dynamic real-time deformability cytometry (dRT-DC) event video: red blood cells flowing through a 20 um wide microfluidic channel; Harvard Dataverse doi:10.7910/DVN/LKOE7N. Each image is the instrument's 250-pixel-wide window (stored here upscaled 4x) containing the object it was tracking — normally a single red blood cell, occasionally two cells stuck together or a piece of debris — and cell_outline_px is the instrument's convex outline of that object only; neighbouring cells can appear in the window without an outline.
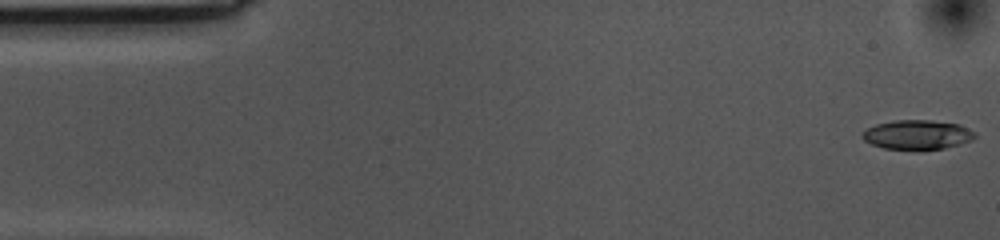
{"species": "common noctule bat (a hibernating species)", "species_latin": "Nyctalus noctula", "temperature_condition": "cold", "stored_images_in_passage": 55, "camera_frame_rate_fps": 3000, "um_per_image_px": 0.085, "animal": {"sex": "female", "body_mass_g": 10.0, "forearm_length_mm": 53.1}, "frame": {"image": 1, "passage_image": 1, "time_ms": 0.0, "image_size_px": [1000, 240], "cell_outline_px": [[976, 136], [972, 140], [960, 144], [944, 148], [920, 152], [884, 148], [872, 144], [864, 140], [860, 136], [860, 132], [876, 124], [896, 120], [932, 120], [960, 124], [976, 132]], "centroid_in_image_um": [77.97, 11.48], "position_along_channel_um": 7.0, "area_um2": 19.94}}
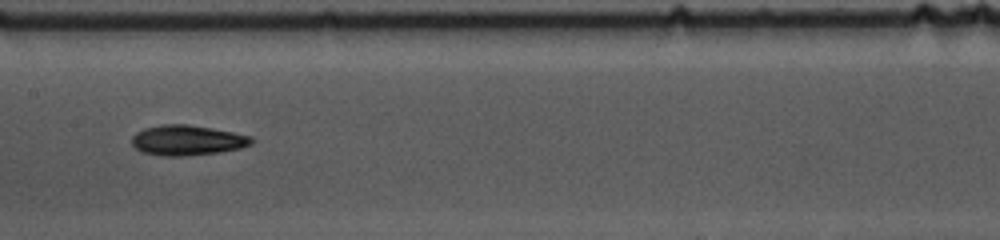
{"frame": {"image": 2, "passage_image": 26, "time_ms": 8.333, "image_size_px": [1000, 240], "cell_outline_px": [[252, 144], [240, 148], [220, 152], [184, 156], [164, 156], [144, 152], [136, 148], [132, 144], [132, 136], [136, 132], [144, 128], [160, 124], [188, 124], [212, 128], [252, 136]], "centroid_in_image_um": [15.91, 11.91], "position_along_channel_um": 191.5, "area_um2": 21.04}}
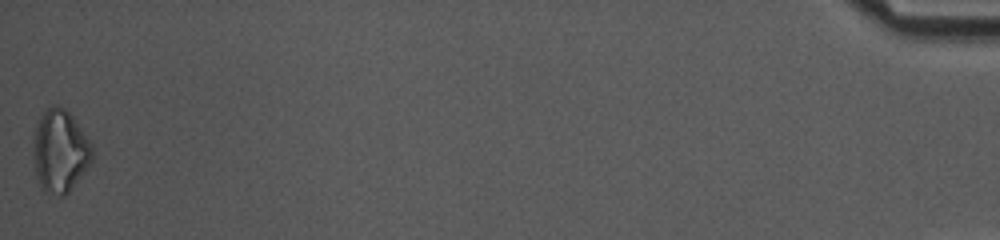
{"frame": {"image": 3, "passage_image": 55, "time_ms": 18.0, "image_size_px": [1000, 240], "cell_outline_px": [[92, 160], [68, 192], [64, 196], [60, 196], [44, 192], [40, 188], [36, 176], [32, 148], [36, 124], [40, 116], [52, 104], [56, 104], [64, 108], [72, 116], [92, 144]], "centroid_in_image_um": [5.07, 12.84], "position_along_channel_um": 430.1, "area_um2": 28.32}, "authors_computed_cell_mechanics": {"area_um2": 19.7098, "velocity_mm_per_s": 3.5494, "shape_relaxation_time_tau1_ms": 2.8912, "shape_relaxation_time_tau2_ms": null, "deformation_change_tau1": 0.1004, "deformation_change_tau2": null}}